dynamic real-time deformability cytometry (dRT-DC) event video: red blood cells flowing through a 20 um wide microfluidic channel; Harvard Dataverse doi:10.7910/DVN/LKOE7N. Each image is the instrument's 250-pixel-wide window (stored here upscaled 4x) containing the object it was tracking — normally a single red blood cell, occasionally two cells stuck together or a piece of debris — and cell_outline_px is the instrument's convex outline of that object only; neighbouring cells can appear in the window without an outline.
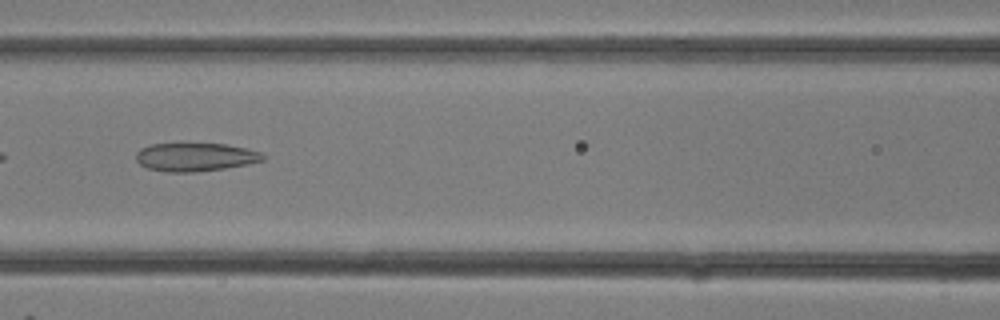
{"species": "common noctule bat (a hibernating species)", "species_latin": "Nyctalus noctula", "temperature_condition": "room temperature", "stored_images_in_passage": 6, "camera_frame_rate_fps": 3000, "um_per_image_px": 0.085, "animal": {"sex": "female"}, "frame": {"image": 1, "passage_image": 5, "time_ms": 1.333, "image_size_px": [1000, 320], "cell_outline_px": [[264, 160], [248, 164], [224, 168], [192, 172], [168, 172], [148, 168], [140, 164], [136, 160], [136, 152], [140, 148], [152, 144], [224, 144], [248, 148], [260, 152], [264, 156]], "centroid_in_image_um": [16.59, 13.35], "position_along_channel_um": 150.0, "area_um2": 20.81}}